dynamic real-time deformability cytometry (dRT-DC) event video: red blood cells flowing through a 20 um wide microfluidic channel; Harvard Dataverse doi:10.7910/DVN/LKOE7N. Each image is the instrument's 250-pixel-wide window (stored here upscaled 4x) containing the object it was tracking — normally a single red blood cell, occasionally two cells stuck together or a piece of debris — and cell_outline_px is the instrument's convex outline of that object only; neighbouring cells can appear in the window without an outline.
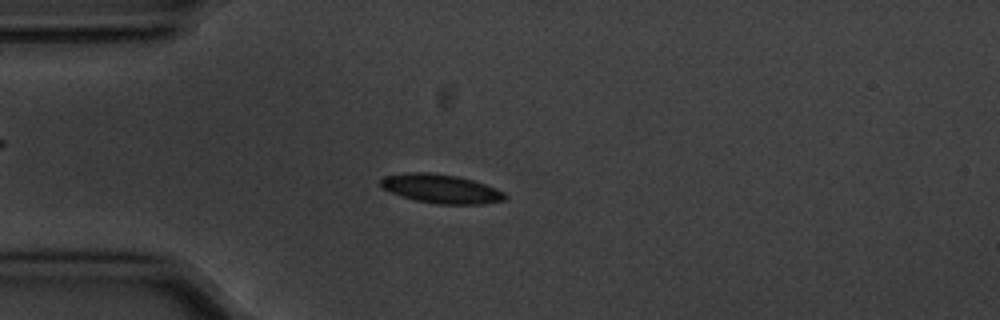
{"species": "common noctule bat (a hibernating species)", "species_latin": "Nyctalus noctula", "temperature_condition": "cold", "stored_images_in_passage": 7, "camera_frame_rate_fps": 3000, "um_per_image_px": 0.085, "animal": {"sex": "male", "body_mass_g": 20.1, "forearm_length_mm": 53.5}, "frame": {"image": 1, "passage_image": 4, "time_ms": 1.0, "image_size_px": [1000, 320], "cell_outline_px": [[508, 196], [504, 200], [484, 204], [436, 204], [416, 200], [400, 196], [384, 188], [380, 184], [380, 180], [384, 176], [408, 172], [428, 172], [456, 176], [472, 180], [496, 188], [504, 192]], "centroid_in_image_um": [37.5, 16.05], "position_along_channel_um": 47.5, "area_um2": 20.87}}